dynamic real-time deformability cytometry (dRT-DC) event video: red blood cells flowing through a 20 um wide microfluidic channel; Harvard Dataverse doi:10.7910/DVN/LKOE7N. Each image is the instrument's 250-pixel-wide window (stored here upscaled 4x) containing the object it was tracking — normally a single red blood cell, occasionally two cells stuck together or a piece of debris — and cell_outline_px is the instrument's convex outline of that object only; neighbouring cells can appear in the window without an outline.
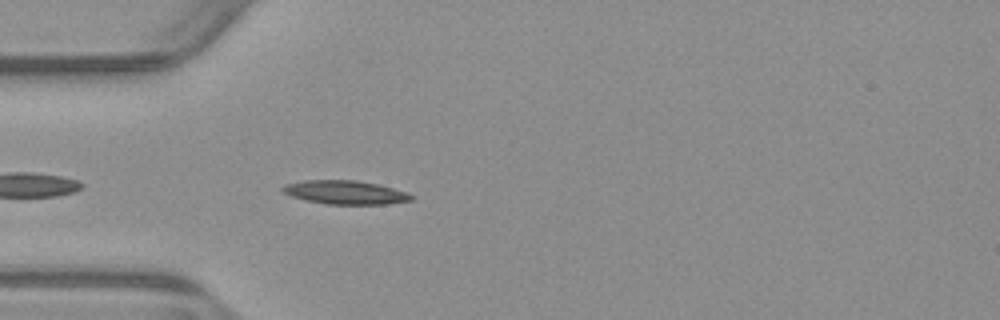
{"species": "common noctule bat (a hibernating species)", "species_latin": "Nyctalus noctula", "temperature_condition": "warm", "stored_images_in_passage": 27, "camera_frame_rate_fps": 3000, "um_per_image_px": 0.085, "animal": {"sex": "male", "body_mass_g": 23.1, "forearm_length_mm": 52.7}, "frame": {"image": 1, "passage_image": 4, "time_ms": 1.0, "image_size_px": [1000, 320], "cell_outline_px": [[412, 200], [388, 204], [324, 204], [304, 200], [292, 196], [284, 192], [280, 188], [288, 184], [308, 180], [352, 180], [376, 184], [408, 192], [412, 196]], "centroid_in_image_um": [29.35, 16.36], "position_along_channel_um": 55.6, "area_um2": 17.51}}
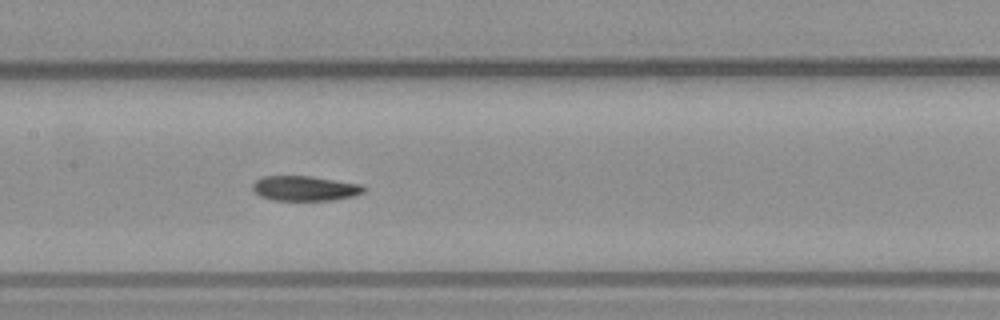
{"frame": {"image": 2, "passage_image": 14, "time_ms": 4.333, "image_size_px": [1000, 320], "cell_outline_px": [[364, 192], [356, 196], [332, 200], [272, 200], [260, 196], [252, 188], [252, 184], [256, 180], [264, 176], [308, 176], [360, 184], [364, 188]], "centroid_in_image_um": [25.9, 16.02], "position_along_channel_um": 181.5, "area_um2": 16.01}}
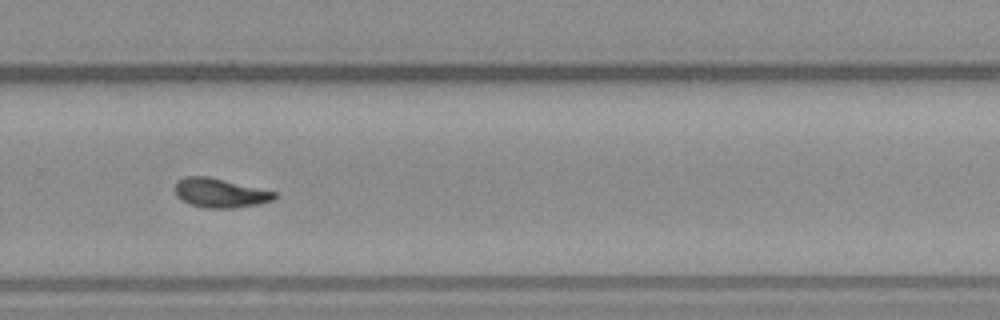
{"frame": {"image": 3, "passage_image": 24, "time_ms": 7.667, "image_size_px": [1000, 320], "cell_outline_px": [[276, 196], [272, 200], [256, 204], [236, 208], [204, 208], [188, 204], [180, 200], [176, 196], [176, 184], [184, 176], [208, 176], [276, 192]], "centroid_in_image_um": [18.66, 16.41], "position_along_channel_um": 311.1, "area_um2": 16.82}}